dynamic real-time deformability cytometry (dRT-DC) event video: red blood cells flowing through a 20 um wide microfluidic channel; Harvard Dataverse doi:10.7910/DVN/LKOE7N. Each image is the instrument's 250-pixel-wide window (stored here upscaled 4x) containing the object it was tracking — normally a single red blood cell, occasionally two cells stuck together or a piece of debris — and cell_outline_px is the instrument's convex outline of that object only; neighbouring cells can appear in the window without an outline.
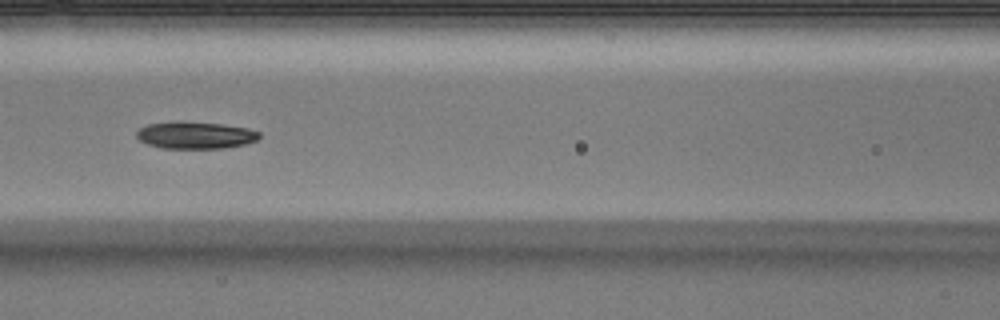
{"species": "Egyptian fruit bat (a non-hibernating species)", "species_latin": "Rousettus aegyptiacus", "temperature_condition": "warm", "stored_images_in_passage": 5, "camera_frame_rate_fps": 3000, "um_per_image_px": 0.085, "animal": {"sex": "male"}, "frame": {"image": 1, "passage_image": 5, "time_ms": 1.333, "image_size_px": [1000, 320], "cell_outline_px": [[260, 136], [256, 140], [244, 144], [224, 148], [160, 148], [148, 144], [140, 140], [136, 136], [136, 132], [140, 128], [148, 124], [180, 120], [224, 124], [248, 128], [260, 132]], "centroid_in_image_um": [16.59, 11.47], "position_along_channel_um": 150.0, "area_um2": 19.54}}